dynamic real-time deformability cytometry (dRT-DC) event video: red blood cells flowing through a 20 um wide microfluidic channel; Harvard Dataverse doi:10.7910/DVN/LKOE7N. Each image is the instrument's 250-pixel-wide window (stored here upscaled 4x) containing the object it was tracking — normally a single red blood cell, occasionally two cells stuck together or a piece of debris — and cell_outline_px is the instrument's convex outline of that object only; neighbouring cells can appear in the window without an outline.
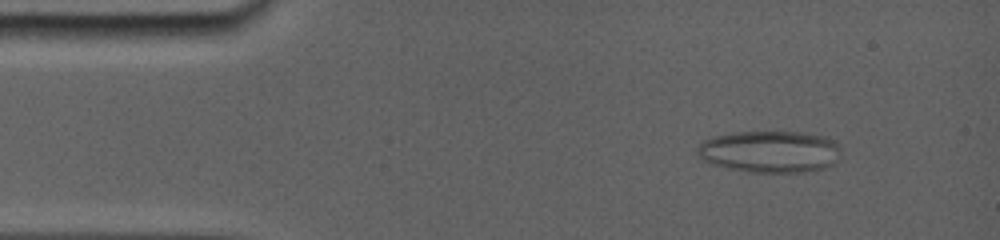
{"species": "common noctule bat (a hibernating species)", "species_latin": "Nyctalus noctula", "temperature_condition": "room temperature", "stored_images_in_passage": 44, "camera_frame_rate_fps": 5000, "um_per_image_px": 0.085, "animal": {"sex": "female", "body_mass_g": 19.0, "forearm_length_mm": 56.7}, "frame": {"image": 1, "passage_image": 7, "time_ms": 1.8, "image_size_px": [1000, 240], "cell_outline_px": [[820, 168], [792, 172], [760, 172], [732, 168], [716, 164], [712, 160], [708, 144], [712, 140], [724, 136], [744, 132], [788, 132], [812, 136], [820, 140]], "centroid_in_image_um": [65.19, 12.9], "position_along_channel_um": 19.8, "area_um2": 28.21}}
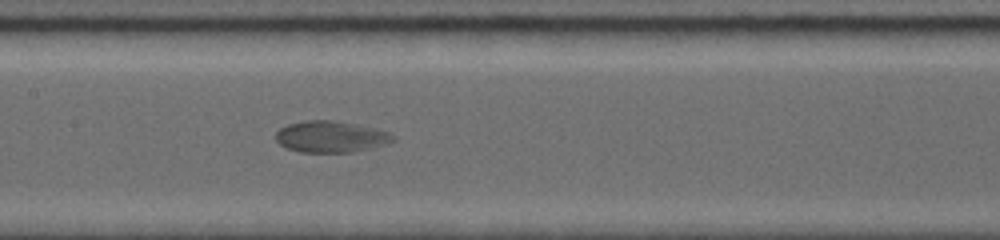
{"frame": {"image": 2, "passage_image": 19, "time_ms": 8.0, "image_size_px": [1000, 240], "cell_outline_px": [[392, 140], [352, 152], [300, 152], [288, 148], [280, 144], [276, 140], [276, 132], [280, 128], [288, 124], [308, 120], [328, 120], [352, 124], [388, 132], [392, 136]], "centroid_in_image_um": [27.98, 11.62], "position_along_channel_um": 179.4, "area_um2": 20.52}}
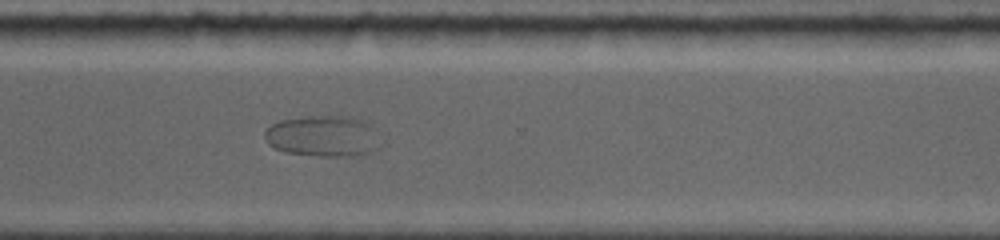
{"frame": {"image": 3, "passage_image": 30, "time_ms": 12.4, "image_size_px": [1000, 240], "cell_outline_px": [[384, 144], [380, 148], [372, 152], [352, 156], [320, 156], [284, 152], [268, 144], [264, 136], [264, 132], [272, 124], [280, 120], [328, 112], [348, 116], [372, 124], [376, 128]], "centroid_in_image_um": [27.55, 11.53], "position_along_channel_um": 343.1, "area_um2": 28.96}}